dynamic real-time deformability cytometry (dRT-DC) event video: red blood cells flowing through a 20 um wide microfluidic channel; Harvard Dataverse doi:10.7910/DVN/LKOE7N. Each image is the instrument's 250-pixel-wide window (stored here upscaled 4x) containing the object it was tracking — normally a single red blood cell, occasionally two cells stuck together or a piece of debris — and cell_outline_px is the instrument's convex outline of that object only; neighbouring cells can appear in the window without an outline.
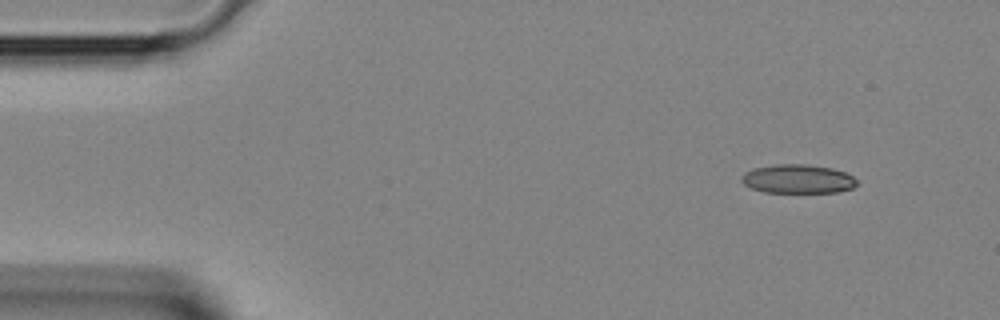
{"species": "Egyptian fruit bat (a non-hibernating species)", "species_latin": "Rousettus aegyptiacus", "temperature_condition": "room temperature", "stored_images_in_passage": 1, "camera_frame_rate_fps": 3000, "um_per_image_px": 0.085, "animal": {"sex": "female"}, "frame": {"image": 1, "passage_image": 1, "time_ms": 0.0, "image_size_px": [1000, 320], "cell_outline_px": [[856, 184], [852, 188], [836, 192], [764, 192], [752, 188], [744, 184], [740, 180], [740, 176], [744, 172], [752, 168], [772, 164], [804, 164], [832, 168], [844, 172], [852, 176], [856, 180]], "centroid_in_image_um": [67.75, 15.2], "position_along_channel_um": 17.2, "area_um2": 19.42}}